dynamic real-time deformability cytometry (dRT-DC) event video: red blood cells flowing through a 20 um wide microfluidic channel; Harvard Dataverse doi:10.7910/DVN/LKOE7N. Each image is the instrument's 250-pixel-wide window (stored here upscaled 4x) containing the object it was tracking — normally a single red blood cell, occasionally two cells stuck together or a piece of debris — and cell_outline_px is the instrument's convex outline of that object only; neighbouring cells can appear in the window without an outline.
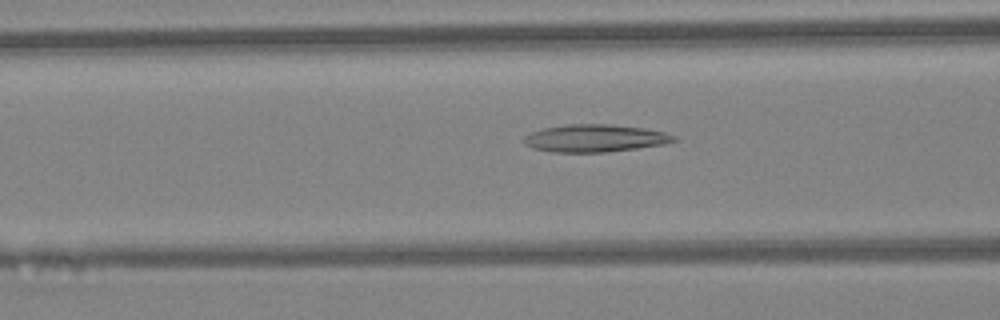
{"species": "Egyptian fruit bat (a non-hibernating species)", "species_latin": "Rousettus aegyptiacus", "temperature_condition": "warm", "stored_images_in_passage": 32, "camera_frame_rate_fps": 3000, "um_per_image_px": 0.085, "animal": {"sex": "female"}, "frame": {"image": 1, "passage_image": 13, "time_ms": 4.0, "image_size_px": [1000, 320], "cell_outline_px": [[680, 140], [664, 144], [608, 152], [552, 152], [532, 148], [524, 144], [520, 140], [524, 136], [532, 132], [544, 128], [568, 124], [608, 124], [644, 128], [664, 132], [676, 136]], "centroid_in_image_um": [50.56, 11.75], "position_along_channel_um": 116.0, "area_um2": 24.16}}
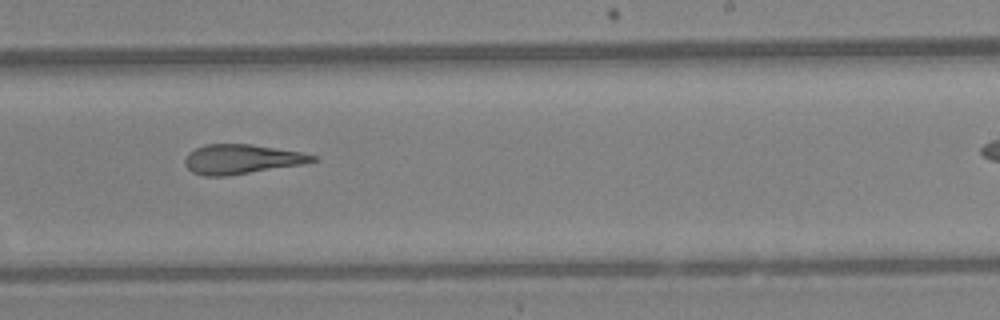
{"frame": {"image": 2, "passage_image": 23, "time_ms": 7.333, "image_size_px": [1000, 320], "cell_outline_px": [[320, 160], [300, 164], [228, 176], [204, 176], [192, 172], [184, 164], [184, 160], [188, 152], [204, 144], [252, 144], [304, 152], [316, 156]], "centroid_in_image_um": [20.52, 13.52], "position_along_channel_um": 268.5, "area_um2": 22.08}}
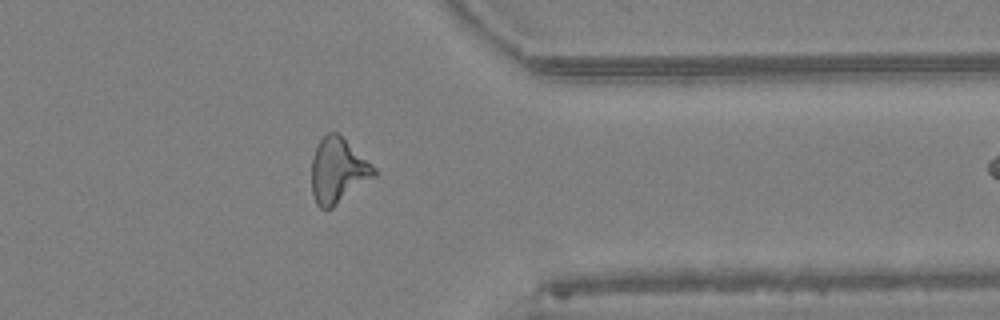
{"frame": {"image": 3, "passage_image": 31, "time_ms": 10.0, "image_size_px": [1000, 320], "cell_outline_px": [[376, 176], [332, 208], [320, 208], [316, 204], [312, 192], [312, 156], [316, 144], [328, 132], [336, 132], [372, 164], [376, 168]], "centroid_in_image_um": [28.71, 14.51], "position_along_channel_um": 382.7, "area_um2": 23.52}}